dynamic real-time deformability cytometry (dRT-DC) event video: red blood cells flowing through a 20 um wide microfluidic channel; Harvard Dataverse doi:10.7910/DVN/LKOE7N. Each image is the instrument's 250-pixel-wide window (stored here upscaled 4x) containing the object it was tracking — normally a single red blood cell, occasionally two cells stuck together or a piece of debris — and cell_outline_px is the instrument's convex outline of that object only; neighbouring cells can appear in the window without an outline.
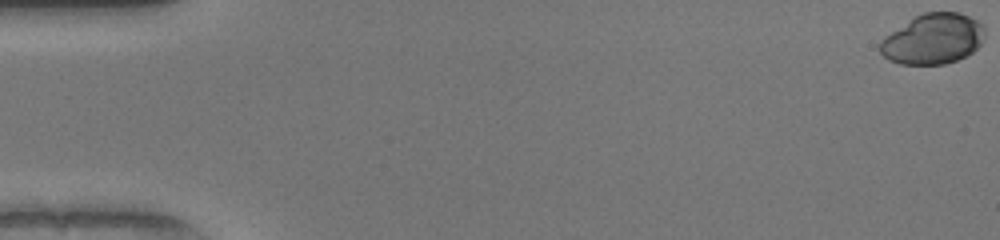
{"species": "human", "species_latin": "Homo sapiens", "temperature_condition": "warm", "stored_images_in_passage": 52, "camera_frame_rate_fps": 3000, "um_per_image_px": 0.085, "donor": {"sex": "female"}, "frame": {"image": 1, "passage_image": 1, "time_ms": 0.0, "image_size_px": [1000, 240], "cell_outline_px": [[984, 36], [980, 44], [972, 52], [956, 60], [944, 64], [900, 64], [888, 60], [880, 52], [880, 40], [884, 36], [916, 16], [924, 12], [960, 12], [976, 20], [984, 28]], "centroid_in_image_um": [79.28, 3.31], "position_along_channel_um": 5.7, "area_um2": 30.46}}
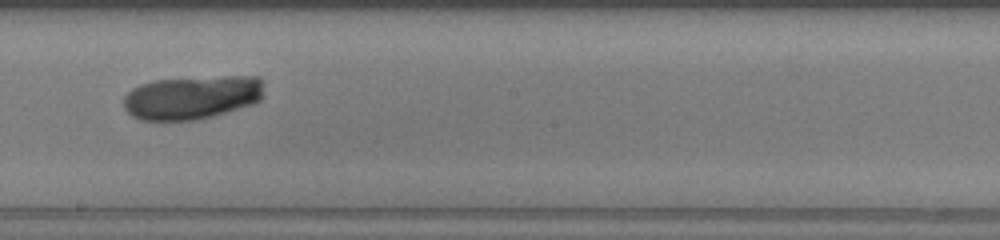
{"frame": {"image": 2, "passage_image": 30, "time_ms": 9.667, "image_size_px": [1000, 240], "cell_outline_px": [[260, 100], [252, 104], [212, 116], [196, 120], [140, 120], [132, 116], [124, 108], [124, 96], [132, 88], [140, 84], [152, 80], [224, 76], [260, 76]], "centroid_in_image_um": [16.25, 8.28], "position_along_channel_um": 231.9, "area_um2": 35.43}}
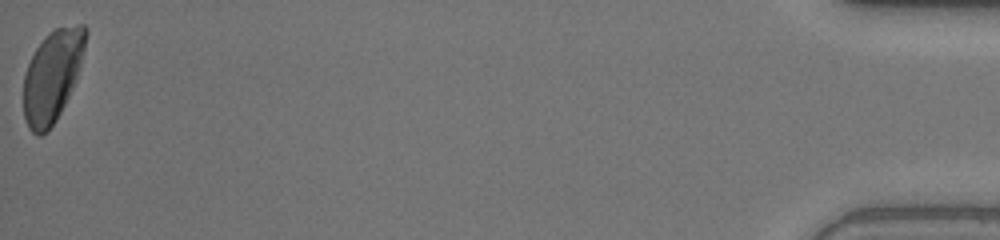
{"frame": {"image": 3, "passage_image": 52, "time_ms": 17.0, "image_size_px": [1000, 240], "cell_outline_px": [[88, 32], [84, 52], [76, 80], [56, 120], [40, 136], [36, 136], [28, 128], [24, 120], [24, 76], [28, 64], [36, 48], [44, 36], [48, 32], [56, 28], [76, 24], [84, 24], [88, 28]], "centroid_in_image_um": [4.46, 6.41], "position_along_channel_um": 430.7, "area_um2": 33.12}, "authors_computed_cell_mechanics": {"area_um2": 34.3043, "velocity_mm_per_s": 4.1249, "shape_relaxation_time_tau1_ms": 1.9213, "shape_relaxation_time_tau2_ms": null, "deformation_change_tau1": 0.0578, "deformation_change_tau2": null}}